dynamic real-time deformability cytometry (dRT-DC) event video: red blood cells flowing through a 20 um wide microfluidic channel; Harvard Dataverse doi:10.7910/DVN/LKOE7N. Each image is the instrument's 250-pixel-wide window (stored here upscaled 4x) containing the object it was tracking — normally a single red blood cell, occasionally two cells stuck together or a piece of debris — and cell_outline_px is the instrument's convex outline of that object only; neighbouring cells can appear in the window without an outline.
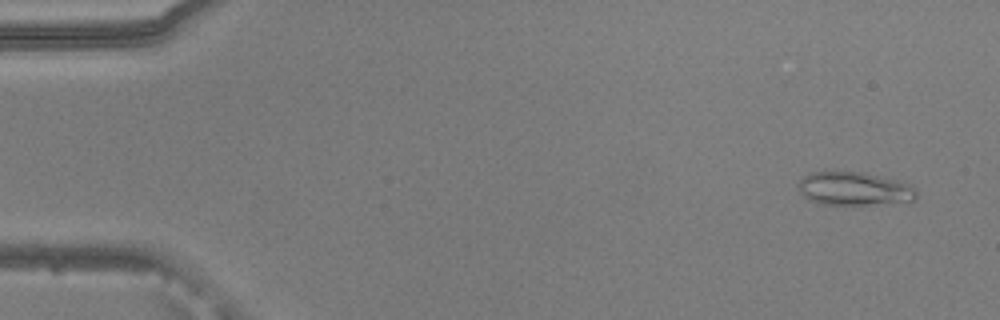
{"species": "common noctule bat (a hibernating species)", "species_latin": "Nyctalus noctula", "temperature_condition": "warm", "stored_images_in_passage": 53, "camera_frame_rate_fps": 3000, "um_per_image_px": 0.085, "animal": {"sex": "male", "body_mass_g": 20.5, "forearm_length_mm": 52.5}, "frame": {"image": 1, "passage_image": 3, "time_ms": 0.667, "image_size_px": [1000, 320], "cell_outline_px": [[916, 200], [912, 204], [856, 208], [824, 204], [808, 200], [800, 192], [800, 180], [804, 176], [812, 172], [860, 172], [900, 180], [912, 184], [916, 188]], "centroid_in_image_um": [72.78, 16.13], "position_along_channel_um": 12.2, "area_um2": 24.62}}
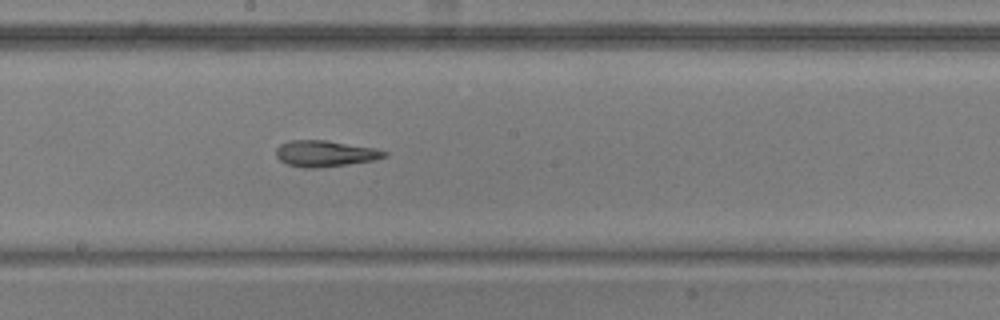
{"frame": {"image": 2, "passage_image": 29, "time_ms": 9.333, "image_size_px": [1000, 320], "cell_outline_px": [[388, 156], [372, 160], [344, 164], [312, 168], [304, 168], [288, 164], [280, 160], [276, 156], [276, 148], [280, 144], [288, 140], [324, 140], [376, 148], [388, 152]], "centroid_in_image_um": [27.61, 13.03], "position_along_channel_um": 220.6, "area_um2": 16.3}}
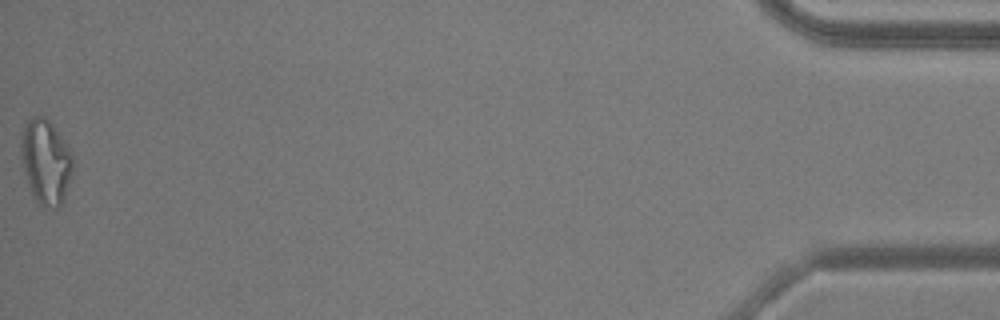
{"frame": {"image": 3, "passage_image": 53, "time_ms": 17.333, "image_size_px": [1000, 320], "cell_outline_px": [[72, 172], [60, 208], [44, 208], [36, 204], [24, 172], [20, 160], [20, 144], [24, 128], [28, 120], [32, 116], [44, 116], [52, 124], [72, 152]], "centroid_in_image_um": [3.87, 13.78], "position_along_channel_um": 431.3, "area_um2": 25.66}, "authors_computed_cell_mechanics": {"area_um2": 18.1492, "velocity_mm_per_s": 3.843, "shape_relaxation_time_tau1_ms": null, "shape_relaxation_time_tau2_ms": 2.8722, "deformation_change_tau1": null, "deformation_change_tau2": 0.1105}}